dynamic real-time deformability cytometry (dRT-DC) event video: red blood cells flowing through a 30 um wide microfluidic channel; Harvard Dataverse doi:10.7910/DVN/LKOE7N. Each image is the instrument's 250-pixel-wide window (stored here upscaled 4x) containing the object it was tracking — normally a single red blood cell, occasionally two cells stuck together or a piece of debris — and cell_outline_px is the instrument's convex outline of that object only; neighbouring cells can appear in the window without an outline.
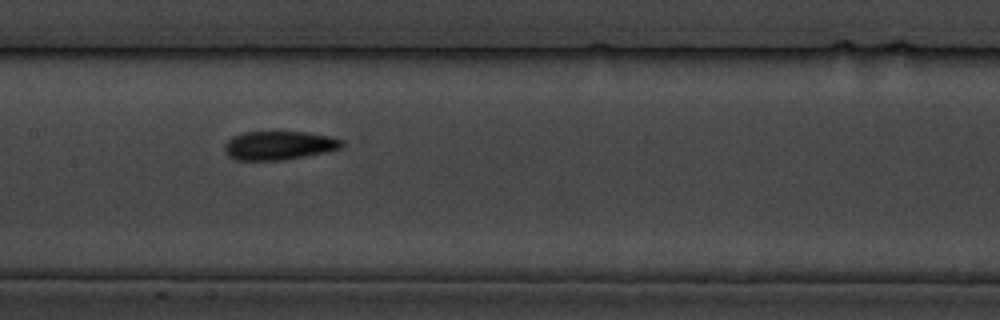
{"species": "common noctule bat (a hibernating species)", "species_latin": "Nyctalus noctula", "temperature_condition": "cold", "stored_images_in_passage": 7, "camera_frame_rate_fps": 3000, "um_per_image_px": 0.085, "animal": {"sex": "male", "body_mass_g": 19.5, "forearm_length_mm": 54.6}, "frame": {"image": 1, "passage_image": 4, "time_ms": 3.333, "image_size_px": [1000, 320], "cell_outline_px": [[344, 144], [340, 148], [324, 152], [304, 156], [280, 160], [236, 160], [228, 156], [224, 148], [224, 144], [232, 136], [244, 132], [308, 132], [328, 136], [344, 140]], "centroid_in_image_um": [23.69, 12.35], "position_along_channel_um": 183.7, "area_um2": 19.54}}
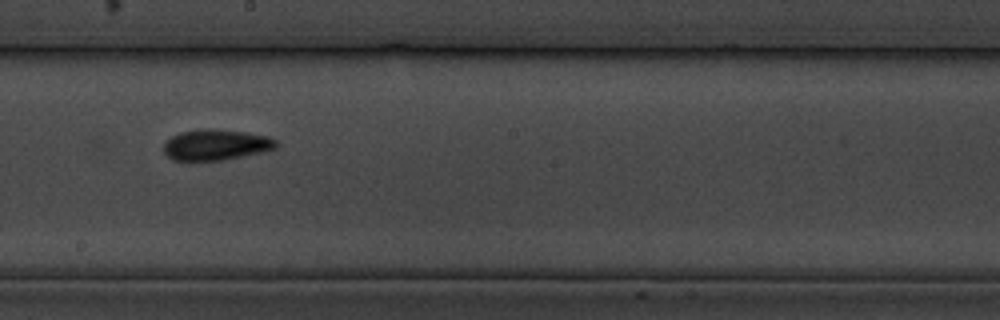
{"frame": {"image": 2, "passage_image": 5, "time_ms": 4.667, "image_size_px": [1000, 320], "cell_outline_px": [[276, 148], [260, 152], [224, 160], [172, 160], [164, 152], [164, 144], [172, 136], [180, 132], [204, 128], [244, 132], [268, 136], [276, 140]], "centroid_in_image_um": [18.34, 12.3], "position_along_channel_um": 229.9, "area_um2": 19.88}}
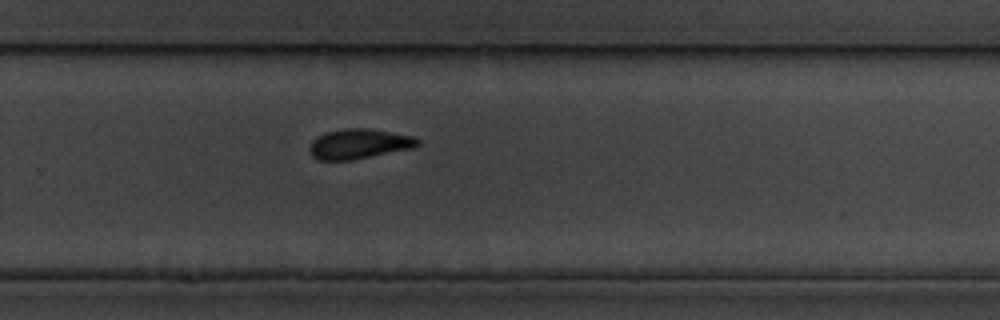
{"frame": {"image": 3, "passage_image": 7, "time_ms": 6.667, "image_size_px": [1000, 320], "cell_outline_px": [[420, 144], [416, 148], [352, 160], [320, 160], [312, 156], [308, 148], [312, 140], [328, 132], [344, 128], [368, 128], [412, 136], [420, 140]], "centroid_in_image_um": [30.55, 12.24], "position_along_channel_um": 299.3, "area_um2": 18.9}}